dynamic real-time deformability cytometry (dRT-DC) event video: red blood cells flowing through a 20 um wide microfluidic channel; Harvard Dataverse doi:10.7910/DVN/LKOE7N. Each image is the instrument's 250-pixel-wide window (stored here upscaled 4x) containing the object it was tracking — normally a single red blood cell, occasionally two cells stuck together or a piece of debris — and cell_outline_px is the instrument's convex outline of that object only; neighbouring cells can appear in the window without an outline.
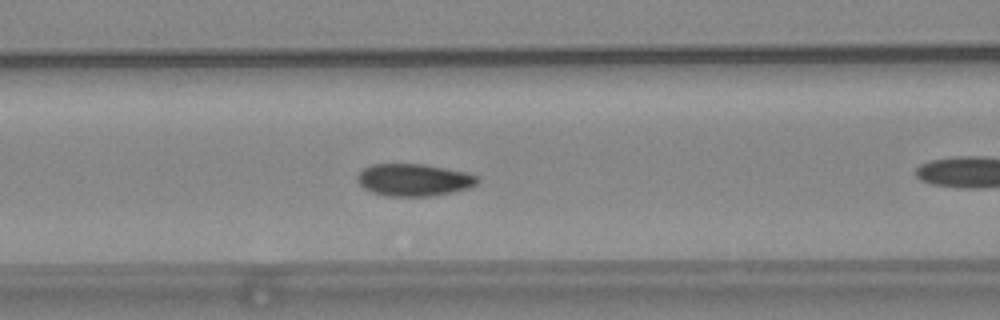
{"species": "common noctule bat (a hibernating species)", "species_latin": "Nyctalus noctula", "temperature_condition": "warm", "stored_images_in_passage": 33, "camera_frame_rate_fps": 3000, "um_per_image_px": 0.085, "animal": {"sex": "female", "body_mass_g": 24.6, "forearm_length_mm": 56.2}, "frame": {"image": 1, "passage_image": 12, "time_ms": 3.667, "image_size_px": [1000, 320], "cell_outline_px": [[480, 180], [476, 184], [468, 188], [452, 192], [428, 196], [384, 196], [372, 192], [364, 188], [356, 180], [356, 176], [364, 168], [372, 164], [424, 164], [464, 172], [476, 176]], "centroid_in_image_um": [35.14, 15.29], "position_along_channel_um": 131.5, "area_um2": 22.43}}
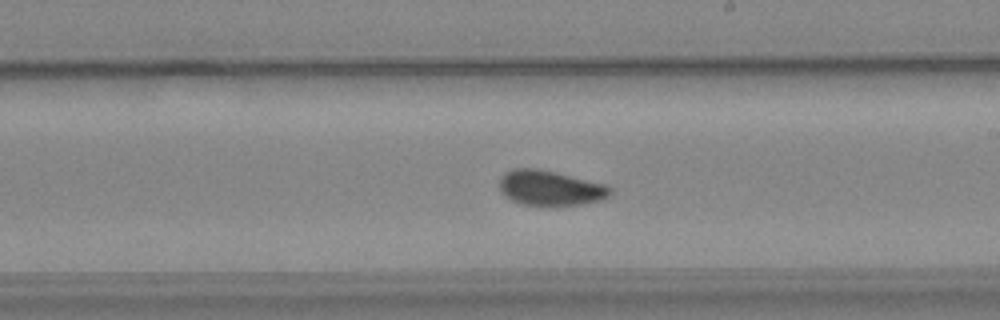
{"frame": {"image": 2, "passage_image": 21, "time_ms": 6.667, "image_size_px": [1000, 320], "cell_outline_px": [[612, 192], [608, 196], [600, 200], [580, 204], [524, 204], [512, 200], [500, 192], [500, 176], [504, 172], [512, 168], [536, 168], [556, 172], [604, 184], [612, 188]], "centroid_in_image_um": [46.73, 15.95], "position_along_channel_um": 242.3, "area_um2": 22.25}}
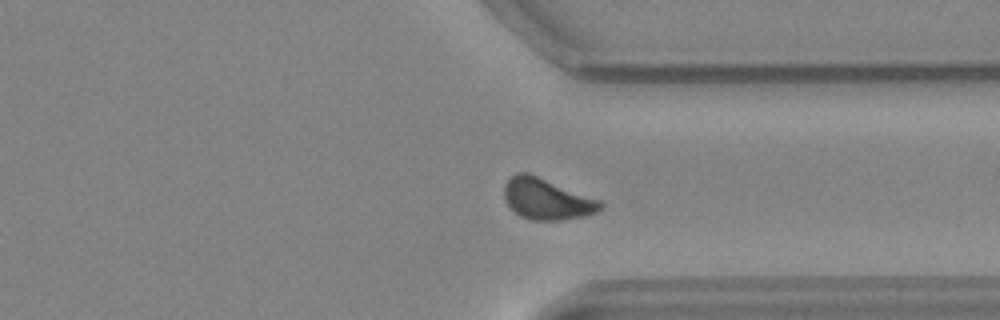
{"frame": {"image": 3, "passage_image": 31, "time_ms": 10.0, "image_size_px": [1000, 320], "cell_outline_px": [[604, 208], [596, 212], [584, 216], [560, 220], [532, 220], [520, 216], [508, 204], [504, 196], [504, 184], [516, 172], [528, 172], [600, 200], [604, 204]], "centroid_in_image_um": [46.49, 16.91], "position_along_channel_um": 364.9, "area_um2": 22.95}}